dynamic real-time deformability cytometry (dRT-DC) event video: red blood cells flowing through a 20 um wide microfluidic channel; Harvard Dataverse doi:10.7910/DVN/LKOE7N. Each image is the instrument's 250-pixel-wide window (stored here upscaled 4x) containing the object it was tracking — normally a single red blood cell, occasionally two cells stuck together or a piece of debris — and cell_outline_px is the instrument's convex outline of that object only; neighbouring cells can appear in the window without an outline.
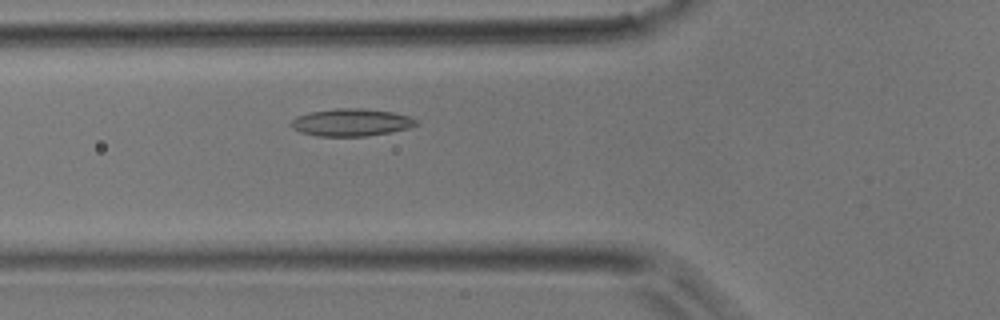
{"species": "common noctule bat (a hibernating species)", "species_latin": "Nyctalus noctula", "temperature_condition": "room temperature", "stored_images_in_passage": 39, "camera_frame_rate_fps": 3000, "um_per_image_px": 0.085, "animal": {"sex": "male", "body_mass_g": 17.9}, "frame": {"image": 1, "passage_image": 11, "time_ms": 3.333, "image_size_px": [1000, 320], "cell_outline_px": [[416, 124], [412, 128], [392, 132], [364, 136], [316, 136], [300, 132], [292, 128], [288, 124], [296, 116], [312, 112], [336, 108], [364, 108], [392, 112], [408, 116], [416, 120]], "centroid_in_image_um": [29.83, 10.41], "position_along_channel_um": 96.0, "area_um2": 20.06}}
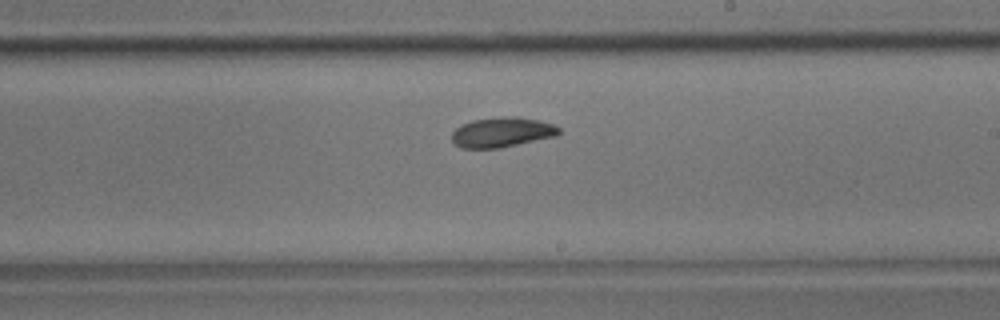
{"frame": {"image": 2, "passage_image": 21, "time_ms": 6.667, "image_size_px": [1000, 320], "cell_outline_px": [[560, 132], [556, 136], [500, 148], [460, 148], [452, 144], [452, 132], [460, 124], [472, 120], [504, 116], [516, 116], [536, 120], [552, 124], [560, 128]], "centroid_in_image_um": [42.62, 11.24], "position_along_channel_um": 246.4, "area_um2": 18.79}}
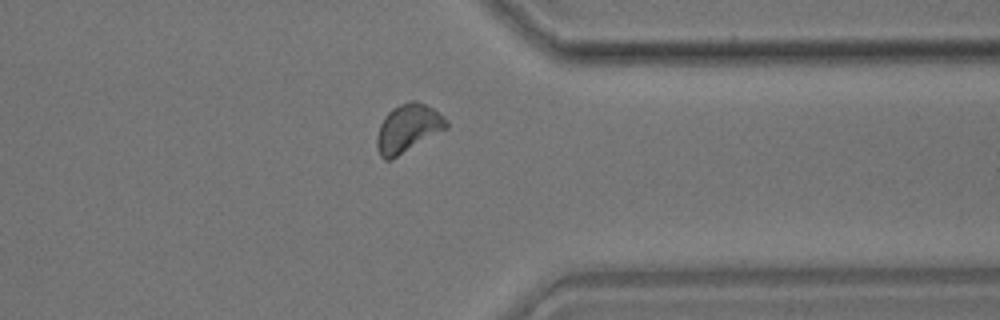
{"frame": {"image": 3, "passage_image": 30, "time_ms": 9.667, "image_size_px": [1000, 320], "cell_outline_px": [[448, 128], [392, 160], [384, 160], [380, 156], [376, 148], [376, 136], [380, 124], [384, 116], [392, 108], [400, 104], [412, 100], [416, 100], [432, 108], [444, 116], [448, 124]], "centroid_in_image_um": [34.65, 10.93], "position_along_channel_um": 376.7, "area_um2": 19.71}}